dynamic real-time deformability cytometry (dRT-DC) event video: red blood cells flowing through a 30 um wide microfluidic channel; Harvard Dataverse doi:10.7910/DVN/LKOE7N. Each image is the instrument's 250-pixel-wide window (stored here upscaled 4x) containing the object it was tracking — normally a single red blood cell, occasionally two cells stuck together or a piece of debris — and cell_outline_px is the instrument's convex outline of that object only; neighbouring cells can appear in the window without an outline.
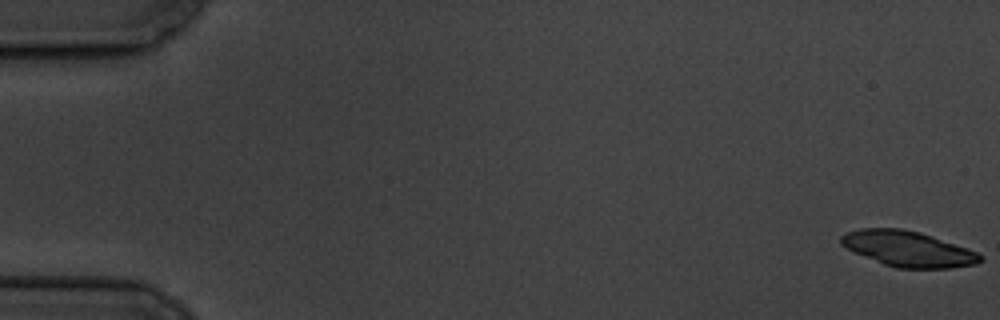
{"species": "common noctule bat (a hibernating species)", "species_latin": "Nyctalus noctula", "temperature_condition": "cold", "stored_images_in_passage": 57, "camera_frame_rate_fps": 3000, "um_per_image_px": 0.085, "animal": {"sex": "male", "body_mass_g": 19.5, "forearm_length_mm": 54.6}, "frame": {"image": 1, "passage_image": 1, "time_ms": 0.0, "image_size_px": [1000, 320], "cell_outline_px": [[984, 260], [976, 264], [952, 268], [896, 268], [884, 264], [852, 252], [840, 244], [840, 236], [848, 232], [860, 228], [904, 228], [920, 232], [932, 236], [976, 252], [984, 256]], "centroid_in_image_um": [77.16, 21.15], "position_along_channel_um": 7.8, "area_um2": 28.84}}
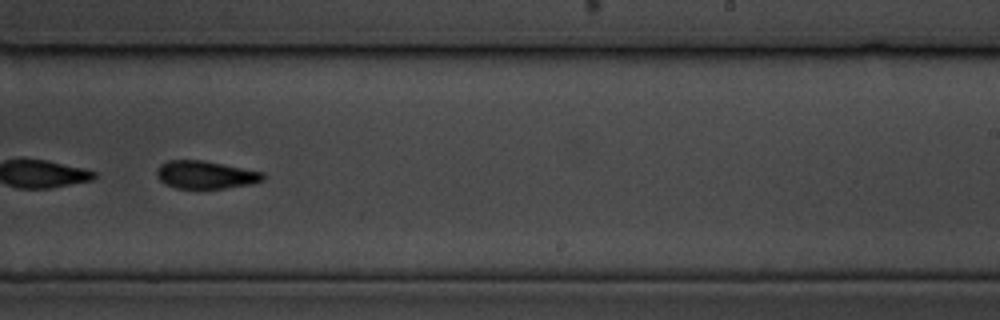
{"frame": {"image": 2, "passage_image": 37, "time_ms": 12.0, "image_size_px": [1000, 320], "cell_outline_px": [[264, 180], [252, 184], [224, 188], [176, 188], [164, 184], [156, 176], [156, 172], [160, 164], [168, 160], [204, 160], [264, 172]], "centroid_in_image_um": [17.46, 14.85], "position_along_channel_um": 271.5, "area_um2": 17.34}, "authors_computed_cell_mechanics": {"area_um2": 19.8254, "velocity_mm_per_s": 3.4838, "shape_relaxation_time_tau1_ms": 3.222, "shape_relaxation_time_tau2_ms": null, "deformation_change_tau1": 0.1332, "deformation_change_tau2": null}}